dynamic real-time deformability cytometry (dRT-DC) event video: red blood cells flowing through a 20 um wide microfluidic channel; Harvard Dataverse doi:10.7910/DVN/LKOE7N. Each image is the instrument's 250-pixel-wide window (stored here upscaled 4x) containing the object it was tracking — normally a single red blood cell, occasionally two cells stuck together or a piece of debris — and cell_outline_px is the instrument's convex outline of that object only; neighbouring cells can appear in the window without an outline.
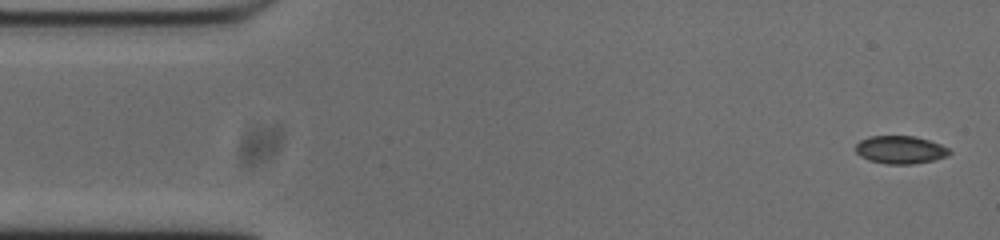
{"species": "common noctule bat (a hibernating species)", "species_latin": "Nyctalus noctula", "temperature_condition": "cold", "stored_images_in_passage": 13, "camera_frame_rate_fps": 3000, "um_per_image_px": 0.085, "animal": {"sex": "male", "body_mass_g": 20.0, "forearm_length_mm": 53.3}, "frame": {"image": 1, "passage_image": 1, "time_ms": 0.0, "image_size_px": [1000, 240], "cell_outline_px": [[952, 152], [948, 156], [932, 160], [912, 164], [888, 164], [868, 160], [860, 156], [856, 152], [856, 144], [860, 140], [868, 136], [916, 136], [940, 144], [948, 148]], "centroid_in_image_um": [76.52, 12.72], "position_along_channel_um": 8.5, "area_um2": 15.26}}
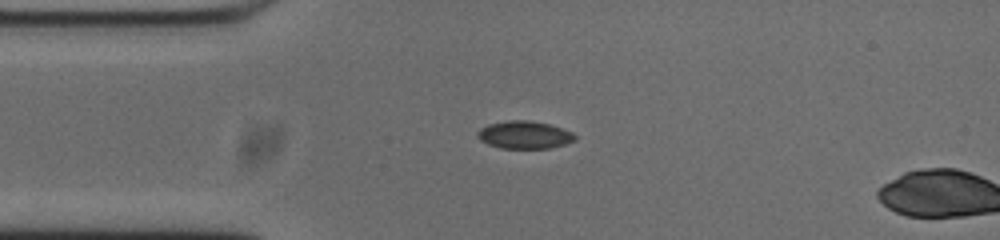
{"frame": {"image": 2, "passage_image": 11, "time_ms": 3.333, "image_size_px": [1000, 240], "cell_outline_px": [[576, 140], [552, 148], [500, 148], [488, 144], [480, 140], [476, 136], [476, 132], [480, 128], [488, 124], [512, 120], [528, 120], [548, 124], [572, 132], [576, 136]], "centroid_in_image_um": [44.55, 11.47], "position_along_channel_um": 40.4, "area_um2": 15.66}}